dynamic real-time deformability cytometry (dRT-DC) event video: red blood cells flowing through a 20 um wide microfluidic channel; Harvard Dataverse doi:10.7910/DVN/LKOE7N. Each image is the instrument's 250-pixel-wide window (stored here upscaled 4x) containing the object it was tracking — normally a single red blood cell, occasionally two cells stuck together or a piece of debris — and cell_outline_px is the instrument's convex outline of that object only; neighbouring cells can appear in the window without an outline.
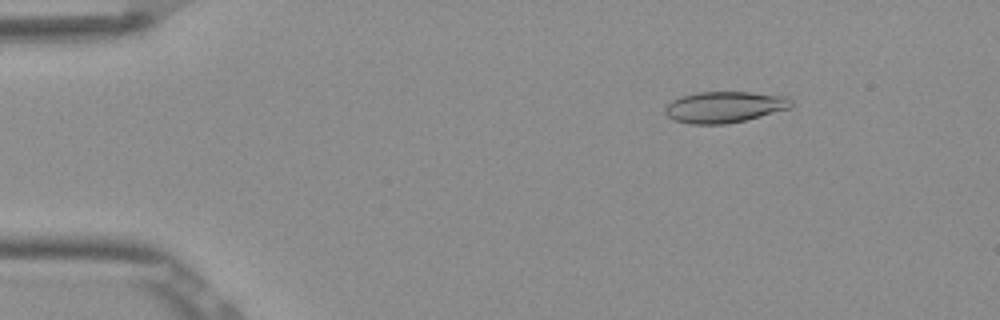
{"species": "Egyptian fruit bat (a non-hibernating species)", "species_latin": "Rousettus aegyptiacus", "temperature_condition": "room temperature", "stored_images_in_passage": 53, "camera_frame_rate_fps": 3000, "um_per_image_px": 0.085, "frame": {"image": 1, "passage_image": 8, "time_ms": 2.333, "image_size_px": [1000, 320], "cell_outline_px": [[792, 108], [744, 120], [724, 124], [688, 124], [676, 120], [668, 116], [664, 112], [664, 108], [672, 100], [680, 96], [696, 92], [752, 92], [788, 96], [792, 100]], "centroid_in_image_um": [61.59, 9.08], "position_along_channel_um": 23.4, "area_um2": 23.06}}
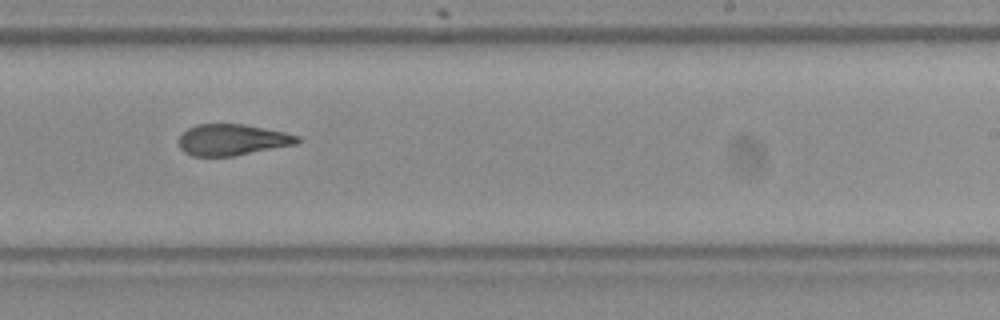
{"frame": {"image": 2, "passage_image": 33, "time_ms": 10.667, "image_size_px": [1000, 320], "cell_outline_px": [[300, 140], [296, 144], [232, 156], [192, 156], [184, 152], [180, 148], [180, 136], [188, 128], [196, 124], [244, 124], [284, 132], [300, 136]], "centroid_in_image_um": [19.73, 11.88], "position_along_channel_um": 269.3, "area_um2": 21.39}}
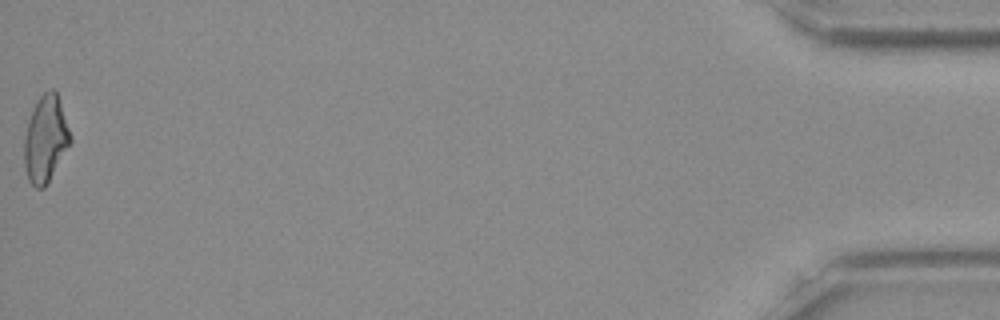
{"frame": {"image": 3, "passage_image": 53, "time_ms": 17.333, "image_size_px": [1000, 320], "cell_outline_px": [[72, 140], [44, 188], [36, 188], [28, 180], [24, 164], [24, 136], [28, 120], [36, 100], [44, 92], [52, 88], [56, 92], [72, 136]], "centroid_in_image_um": [3.85, 11.8], "position_along_channel_um": 431.3, "area_um2": 23.06}, "authors_computed_cell_mechanics": {"area_um2": 22.7732, "velocity_mm_per_s": 3.8837, "shape_relaxation_time_tau1_ms": 10.1044, "shape_relaxation_time_tau2_ms": 2.705, "deformation_change_tau1": 0.2484, "deformation_change_tau2": 0.0985}}